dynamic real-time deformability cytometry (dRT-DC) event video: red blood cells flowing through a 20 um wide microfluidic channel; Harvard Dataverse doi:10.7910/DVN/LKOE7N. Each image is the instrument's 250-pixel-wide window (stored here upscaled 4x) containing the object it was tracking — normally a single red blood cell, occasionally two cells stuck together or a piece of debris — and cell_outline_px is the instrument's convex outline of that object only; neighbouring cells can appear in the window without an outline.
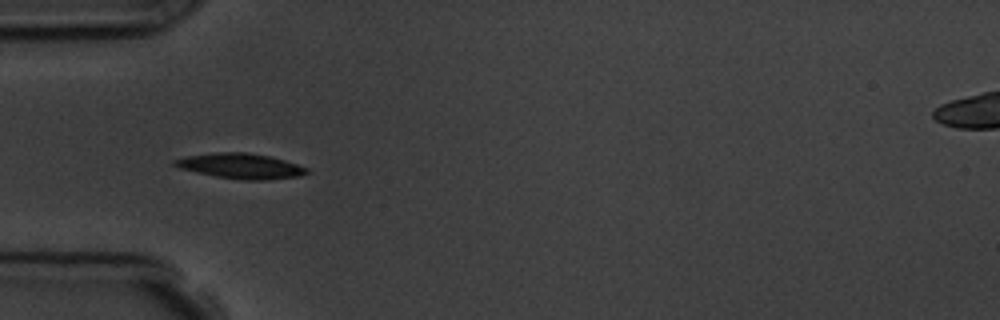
{"species": "common noctule bat (a hibernating species)", "species_latin": "Nyctalus noctula", "temperature_condition": "room temperature", "stored_images_in_passage": 9, "camera_frame_rate_fps": 3000, "um_per_image_px": 0.085, "animal": {"sex": "male", "body_mass_g": 19.5, "forearm_length_mm": 54.6}, "frame": {"image": 1, "passage_image": 1, "time_ms": 0.0, "image_size_px": [1000, 320], "cell_outline_px": [[312, 172], [300, 176], [268, 180], [244, 180], [216, 176], [196, 172], [180, 168], [172, 164], [172, 160], [188, 156], [212, 152], [248, 152], [268, 156], [284, 160], [308, 168]], "centroid_in_image_um": [20.48, 14.11], "position_along_channel_um": 64.5, "area_um2": 19.48}}
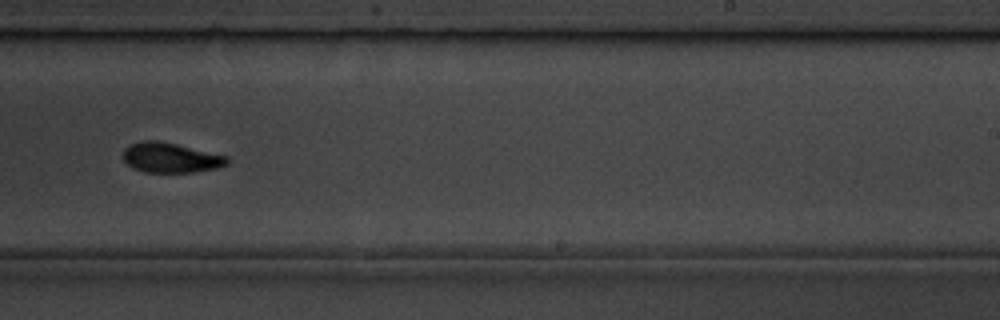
{"frame": {"image": 2, "passage_image": 6, "time_ms": 5.667, "image_size_px": [1000, 320], "cell_outline_px": [[228, 164], [216, 168], [196, 172], [144, 172], [132, 168], [120, 156], [124, 148], [128, 144], [144, 140], [156, 140], [176, 144], [228, 156]], "centroid_in_image_um": [14.45, 13.4], "position_along_channel_um": 274.6, "area_um2": 18.32}}